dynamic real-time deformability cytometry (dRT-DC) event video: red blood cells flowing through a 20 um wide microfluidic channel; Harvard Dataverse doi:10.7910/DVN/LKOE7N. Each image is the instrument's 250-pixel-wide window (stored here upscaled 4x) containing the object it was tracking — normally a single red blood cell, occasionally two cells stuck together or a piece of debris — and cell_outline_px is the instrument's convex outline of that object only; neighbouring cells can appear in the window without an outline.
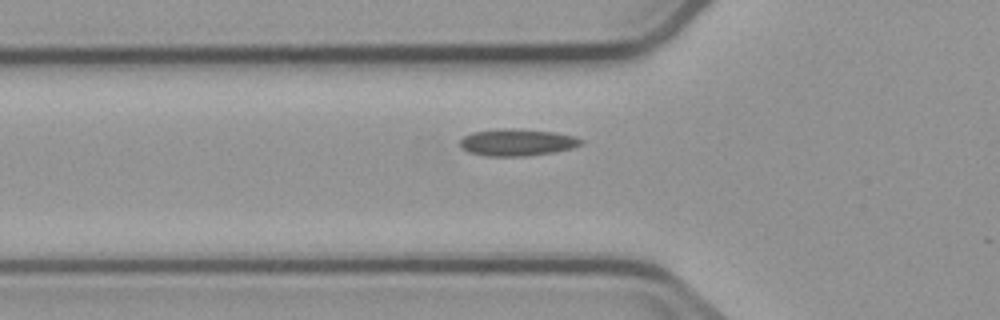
{"species": "common noctule bat (a hibernating species)", "species_latin": "Nyctalus noctula", "temperature_condition": "cold", "stored_images_in_passage": 5, "camera_frame_rate_fps": 3000, "um_per_image_px": 0.085, "animal": {"sex": "male", "body_mass_g": 23.1, "forearm_length_mm": 52.7}, "frame": {"image": 1, "passage_image": 5, "time_ms": 5.0, "image_size_px": [1000, 320], "cell_outline_px": [[584, 144], [572, 148], [552, 152], [528, 156], [484, 156], [468, 152], [460, 144], [460, 140], [464, 136], [472, 132], [500, 128], [512, 128], [552, 132], [572, 136], [584, 140]], "centroid_in_image_um": [43.94, 12.1], "position_along_channel_um": 81.9, "area_um2": 18.96}}